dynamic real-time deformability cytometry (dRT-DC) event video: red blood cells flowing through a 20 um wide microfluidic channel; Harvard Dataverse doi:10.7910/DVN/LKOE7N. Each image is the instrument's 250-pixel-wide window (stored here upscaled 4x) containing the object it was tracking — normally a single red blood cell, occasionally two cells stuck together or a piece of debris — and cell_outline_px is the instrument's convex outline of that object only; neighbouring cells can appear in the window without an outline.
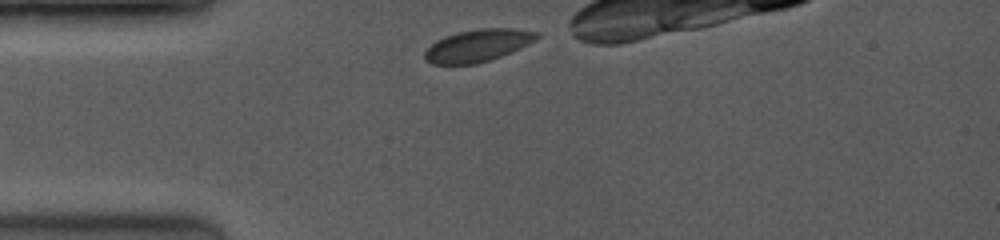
{"species": "common noctule bat (a hibernating species)", "species_latin": "Nyctalus noctula", "temperature_condition": "room temperature", "stored_images_in_passage": 26, "camera_frame_rate_fps": 3500, "um_per_image_px": 0.085, "animal": {"sex": "female", "body_mass_g": 19.0, "forearm_length_mm": 53.3}, "frame": {"image": 1, "passage_image": 1, "time_ms": 0.0, "image_size_px": [1000, 240], "cell_outline_px": [[540, 36], [500, 56], [476, 64], [432, 64], [424, 60], [424, 52], [436, 40], [444, 36], [456, 32], [480, 28], [512, 28], [540, 32]], "centroid_in_image_um": [40.53, 3.86], "position_along_channel_um": 44.5, "area_um2": 20.75}}
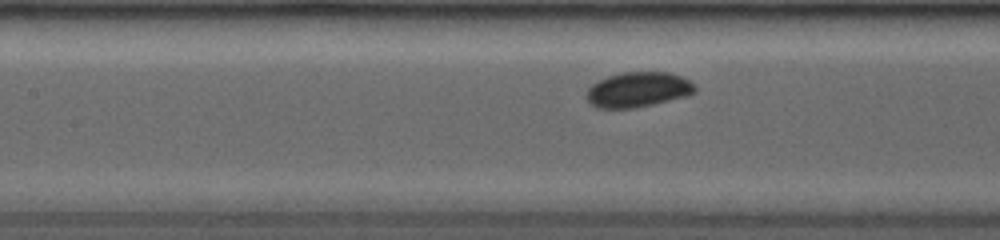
{"frame": {"image": 2, "passage_image": 14, "time_ms": 3.143, "image_size_px": [1000, 240], "cell_outline_px": [[696, 92], [688, 96], [652, 104], [632, 108], [596, 108], [588, 104], [584, 96], [588, 88], [592, 84], [608, 76], [624, 72], [668, 72], [680, 76], [688, 80], [696, 88]], "centroid_in_image_um": [54.19, 7.63], "position_along_channel_um": 153.2, "area_um2": 22.25}}
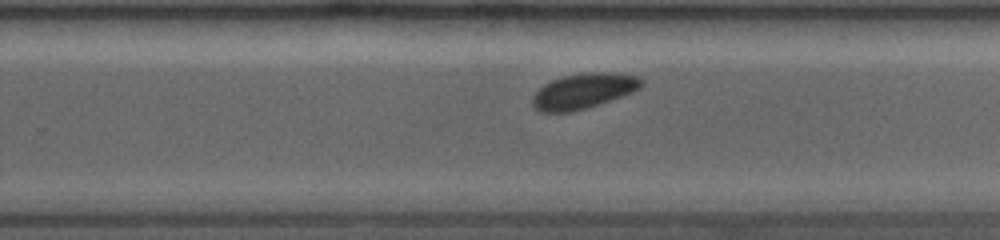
{"frame": {"image": 3, "passage_image": 24, "time_ms": 6.286, "image_size_px": [1000, 240], "cell_outline_px": [[644, 84], [640, 88], [632, 92], [584, 108], [568, 112], [540, 112], [532, 108], [532, 96], [544, 84], [552, 80], [564, 76], [588, 72], [608, 72], [640, 76], [644, 80]], "centroid_in_image_um": [49.58, 7.72], "position_along_channel_um": 280.2, "area_um2": 22.2}}